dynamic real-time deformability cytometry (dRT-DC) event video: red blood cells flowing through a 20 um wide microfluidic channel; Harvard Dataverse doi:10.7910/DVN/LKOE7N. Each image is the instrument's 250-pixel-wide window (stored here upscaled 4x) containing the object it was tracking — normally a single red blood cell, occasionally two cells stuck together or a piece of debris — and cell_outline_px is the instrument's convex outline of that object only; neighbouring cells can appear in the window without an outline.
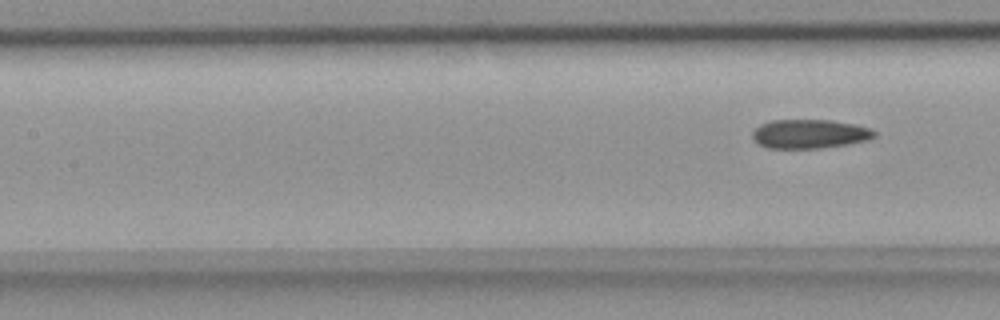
{"species": "common noctule bat (a hibernating species)", "species_latin": "Nyctalus noctula", "temperature_condition": "room temperature", "stored_images_in_passage": 6, "camera_frame_rate_fps": 3000, "um_per_image_px": 0.085, "animal": {"sex": "female", "body_mass_g": 18.4}, "frame": {"image": 1, "passage_image": 6, "time_ms": 1.667, "image_size_px": [1000, 320], "cell_outline_px": [[876, 136], [868, 140], [848, 144], [816, 148], [768, 148], [760, 144], [752, 136], [752, 132], [760, 124], [772, 120], [832, 120], [872, 128], [876, 132]], "centroid_in_image_um": [68.84, 11.37], "position_along_channel_um": 138.6, "area_um2": 20.52}}